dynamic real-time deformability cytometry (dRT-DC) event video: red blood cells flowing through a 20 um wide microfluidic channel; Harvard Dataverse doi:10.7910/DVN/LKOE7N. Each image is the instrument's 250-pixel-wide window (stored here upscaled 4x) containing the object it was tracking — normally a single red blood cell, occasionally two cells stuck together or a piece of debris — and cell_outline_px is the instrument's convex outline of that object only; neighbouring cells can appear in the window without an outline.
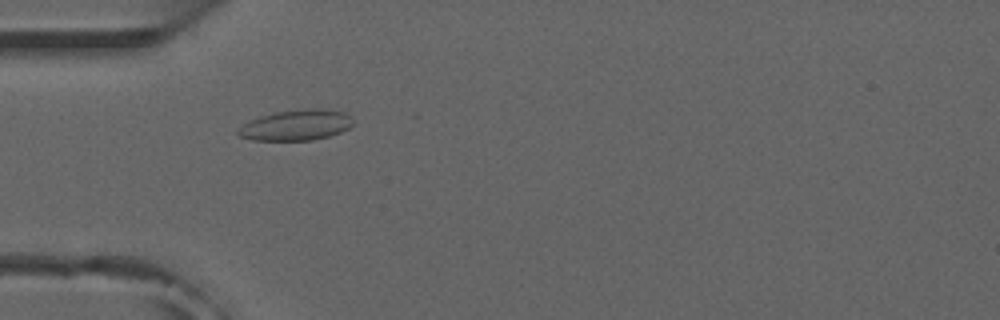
{"species": "common noctule bat (a hibernating species)", "species_latin": "Nyctalus noctula", "temperature_condition": "room temperature", "stored_images_in_passage": 23, "camera_frame_rate_fps": 3000, "um_per_image_px": 0.085, "animal": {"sex": "male", "forearm_length_mm": 52.5}, "frame": {"image": 1, "passage_image": 16, "time_ms": 5.0, "image_size_px": [1000, 320], "cell_outline_px": [[352, 124], [348, 128], [340, 132], [328, 136], [312, 140], [252, 140], [240, 136], [236, 132], [244, 124], [260, 116], [276, 112], [308, 108], [324, 108], [344, 112], [352, 116]], "centroid_in_image_um": [25.21, 10.62], "position_along_channel_um": 59.8, "area_um2": 20.4}}
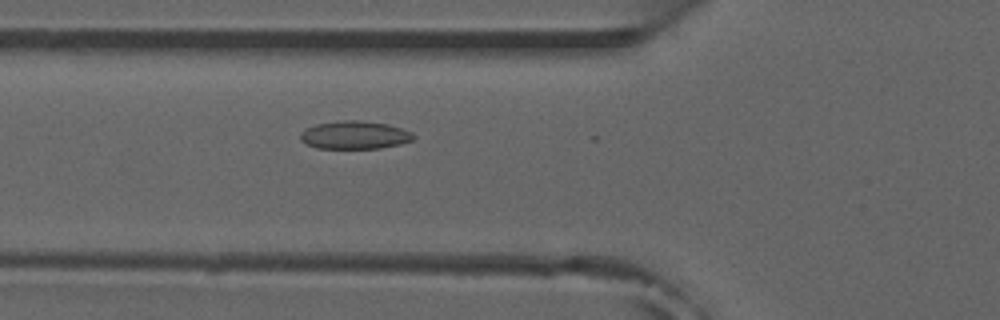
{"frame": {"image": 2, "passage_image": 19, "time_ms": 6.0, "image_size_px": [1000, 320], "cell_outline_px": [[416, 136], [412, 140], [400, 144], [380, 148], [316, 148], [304, 144], [300, 140], [300, 132], [316, 124], [344, 120], [360, 120], [388, 124], [412, 132]], "centroid_in_image_um": [30.13, 11.48], "position_along_channel_um": 95.7, "area_um2": 18.5}}
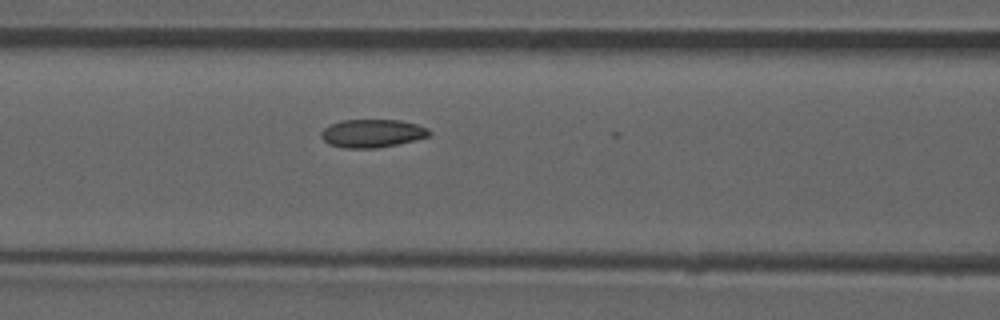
{"frame": {"image": 3, "passage_image": 22, "time_ms": 7.0, "image_size_px": [1000, 320], "cell_outline_px": [[432, 136], [416, 140], [376, 148], [344, 148], [328, 144], [320, 136], [320, 132], [324, 128], [332, 124], [344, 120], [400, 120], [416, 124], [428, 128], [432, 132]], "centroid_in_image_um": [31.67, 11.34], "position_along_channel_um": 134.9, "area_um2": 17.8}}